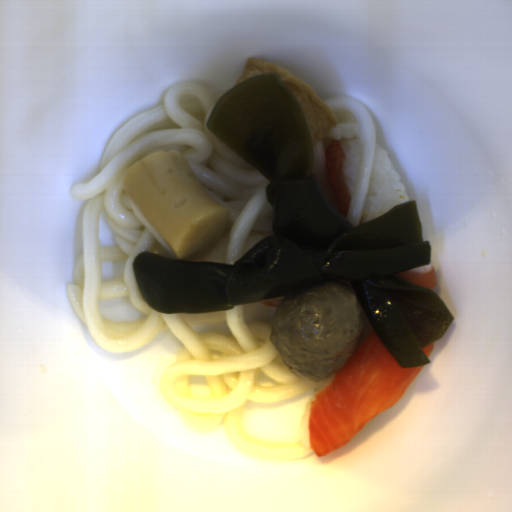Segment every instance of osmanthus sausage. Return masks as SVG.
Returning a JSON list of instances; mask_svg holds the SVG:
<instances>
[{
  "instance_id": "obj_1",
  "label": "osmanthus sausage",
  "mask_w": 512,
  "mask_h": 512,
  "mask_svg": "<svg viewBox=\"0 0 512 512\" xmlns=\"http://www.w3.org/2000/svg\"><path fill=\"white\" fill-rule=\"evenodd\" d=\"M123 188L180 261L204 258L228 231V209L210 196L180 151L136 160L124 173Z\"/></svg>"
}]
</instances>
